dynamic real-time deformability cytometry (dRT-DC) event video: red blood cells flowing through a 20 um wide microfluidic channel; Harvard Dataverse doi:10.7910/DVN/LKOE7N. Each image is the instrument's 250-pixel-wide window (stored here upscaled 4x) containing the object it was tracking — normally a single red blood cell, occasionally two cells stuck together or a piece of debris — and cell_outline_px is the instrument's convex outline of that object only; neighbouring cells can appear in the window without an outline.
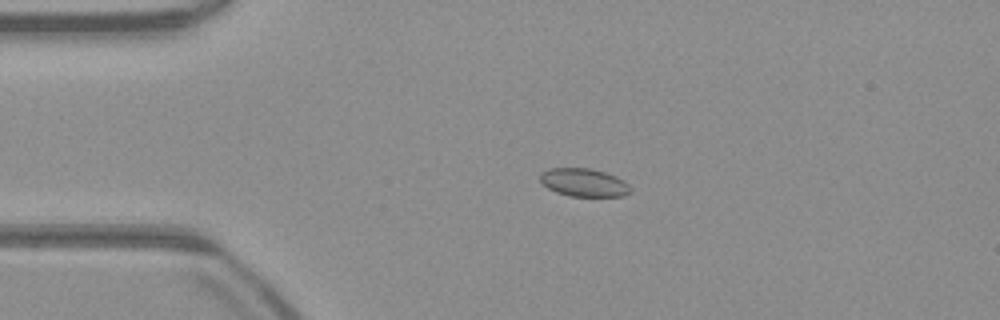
{"species": "common noctule bat (a hibernating species)", "species_latin": "Nyctalus noctula", "temperature_condition": "warm", "stored_images_in_passage": 44, "camera_frame_rate_fps": 3000, "um_per_image_px": 0.085, "animal": {"sex": "male", "body_mass_g": 23.1, "forearm_length_mm": 52.7}, "frame": {"image": 1, "passage_image": 3, "time_ms": 0.667, "image_size_px": [1000, 320], "cell_outline_px": [[632, 192], [624, 196], [568, 196], [556, 192], [548, 188], [540, 180], [540, 172], [548, 168], [592, 168], [616, 176], [624, 180], [632, 188]], "centroid_in_image_um": [49.65, 15.51], "position_along_channel_um": 35.4, "area_um2": 14.97}}
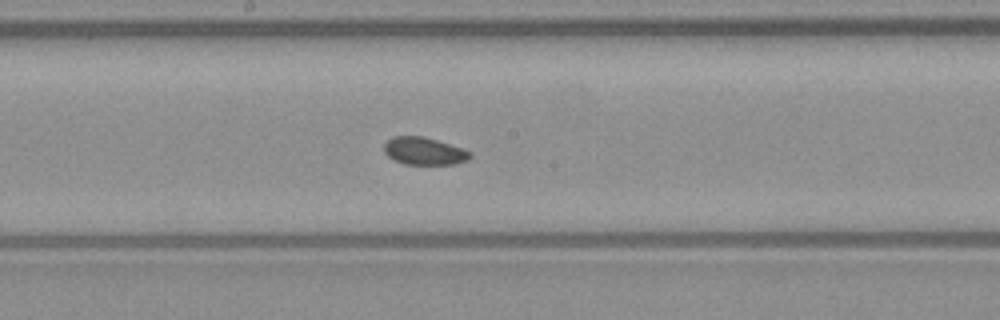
{"frame": {"image": 2, "passage_image": 19, "time_ms": 6.0, "image_size_px": [1000, 320], "cell_outline_px": [[472, 156], [468, 160], [456, 164], [404, 164], [388, 156], [384, 152], [384, 144], [392, 136], [424, 136], [464, 148], [472, 152]], "centroid_in_image_um": [36.09, 12.83], "position_along_channel_um": 212.1, "area_um2": 13.93}}
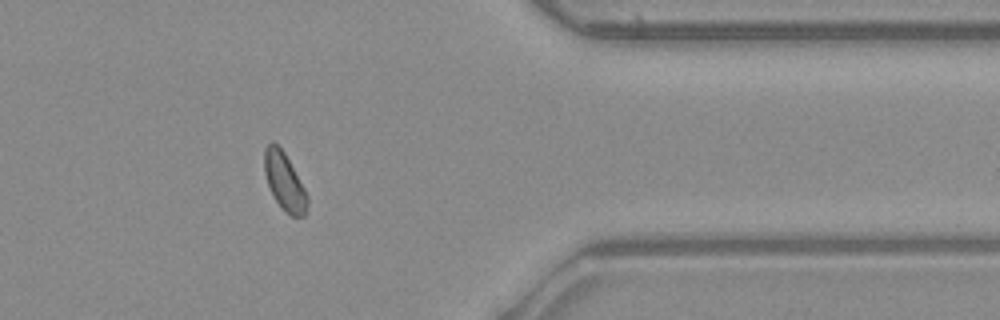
{"frame": {"image": 3, "passage_image": 34, "time_ms": 11.0, "image_size_px": [1000, 320], "cell_outline_px": [[308, 204], [304, 216], [292, 216], [276, 200], [268, 184], [264, 172], [264, 148], [272, 140], [284, 152], [304, 188], [308, 196]], "centroid_in_image_um": [24.17, 15.39], "position_along_channel_um": 387.2, "area_um2": 13.99}}